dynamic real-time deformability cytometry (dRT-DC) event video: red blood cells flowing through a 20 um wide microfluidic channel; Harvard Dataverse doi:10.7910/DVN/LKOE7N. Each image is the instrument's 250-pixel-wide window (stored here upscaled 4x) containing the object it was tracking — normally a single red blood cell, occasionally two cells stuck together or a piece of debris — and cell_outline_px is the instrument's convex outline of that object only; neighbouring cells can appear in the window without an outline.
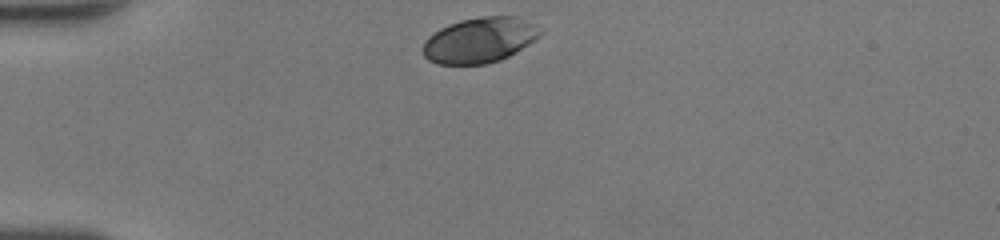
{"species": "human", "species_latin": "Homo sapiens", "temperature_condition": "room temperature", "stored_images_in_passage": 29, "camera_frame_rate_fps": 3000, "um_per_image_px": 0.085, "donor": {"sex": "female"}, "frame": {"image": 1, "passage_image": 1, "time_ms": 0.0, "image_size_px": [1000, 240], "cell_outline_px": [[544, 32], [540, 36], [528, 44], [508, 56], [500, 60], [484, 64], [436, 64], [428, 60], [424, 56], [424, 40], [428, 36], [440, 28], [448, 24], [460, 20], [480, 16], [516, 16], [532, 24]], "centroid_in_image_um": [40.74, 3.41], "position_along_channel_um": 44.3, "area_um2": 30.87}}
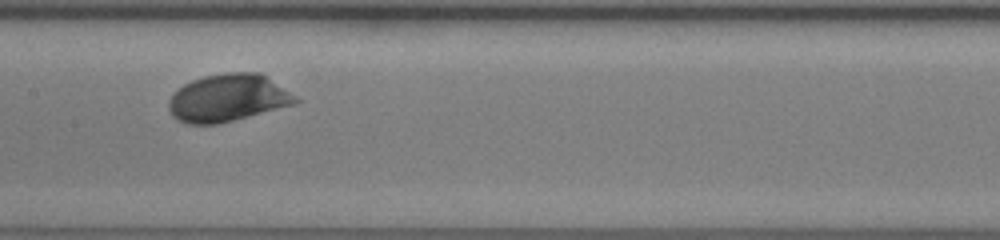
{"frame": {"image": 2, "passage_image": 14, "time_ms": 4.333, "image_size_px": [1000, 240], "cell_outline_px": [[300, 100], [296, 104], [216, 124], [188, 124], [176, 120], [172, 116], [168, 108], [168, 100], [184, 84], [192, 80], [204, 76], [224, 72], [260, 72], [296, 96]], "centroid_in_image_um": [19.36, 8.32], "position_along_channel_um": 188.0, "area_um2": 34.91}}
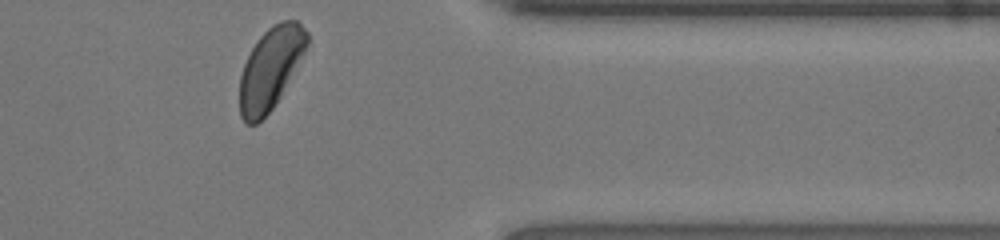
{"frame": {"image": 3, "passage_image": 29, "time_ms": 9.333, "image_size_px": [1000, 240], "cell_outline_px": [[308, 44], [304, 52], [280, 96], [272, 108], [256, 124], [248, 124], [240, 116], [240, 76], [244, 64], [256, 40], [272, 24], [280, 20], [296, 20], [308, 32]], "centroid_in_image_um": [22.98, 5.78], "position_along_channel_um": 388.4, "area_um2": 31.56}, "authors_computed_cell_mechanics": {"area_um2": 33.235, "velocity_mm_per_s": 4.2177, "shape_relaxation_time_tau1_ms": 2.1213, "shape_relaxation_time_tau2_ms": null, "deformation_change_tau1": 0.1096, "deformation_change_tau2": null}}